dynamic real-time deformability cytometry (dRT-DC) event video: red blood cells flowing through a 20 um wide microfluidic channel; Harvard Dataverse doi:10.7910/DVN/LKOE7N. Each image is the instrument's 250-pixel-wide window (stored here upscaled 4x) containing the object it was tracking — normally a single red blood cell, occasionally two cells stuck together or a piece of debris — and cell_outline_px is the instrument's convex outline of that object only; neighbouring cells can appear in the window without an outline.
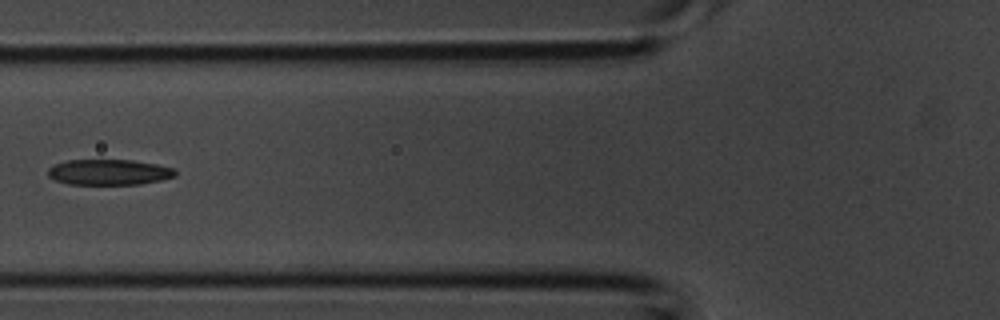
{"species": "common noctule bat (a hibernating species)", "species_latin": "Nyctalus noctula", "temperature_condition": "room temperature", "stored_images_in_passage": 4, "camera_frame_rate_fps": 3000, "um_per_image_px": 0.085, "animal": {"sex": "male", "body_mass_g": 20.1, "forearm_length_mm": 53.5}, "frame": {"image": 1, "passage_image": 4, "time_ms": 1.0, "image_size_px": [1000, 320], "cell_outline_px": [[176, 176], [164, 180], [140, 184], [68, 184], [56, 180], [48, 176], [48, 168], [56, 164], [68, 160], [132, 160], [156, 164], [176, 168]], "centroid_in_image_um": [9.31, 14.63], "position_along_channel_um": 116.5, "area_um2": 19.07}}